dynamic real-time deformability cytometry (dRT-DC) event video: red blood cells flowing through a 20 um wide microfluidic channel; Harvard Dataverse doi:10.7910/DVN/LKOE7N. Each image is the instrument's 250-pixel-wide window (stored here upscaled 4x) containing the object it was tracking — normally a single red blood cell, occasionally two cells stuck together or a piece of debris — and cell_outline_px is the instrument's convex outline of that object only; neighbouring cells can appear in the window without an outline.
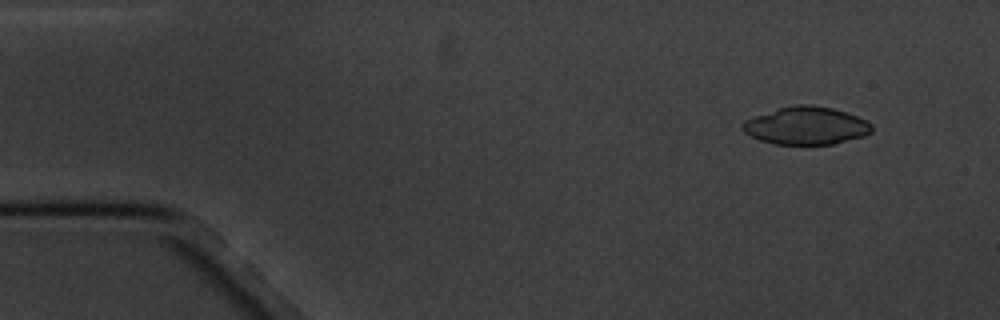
{"species": "common noctule bat (a hibernating species)", "species_latin": "Nyctalus noctula", "temperature_condition": "cold", "stored_images_in_passage": 4, "camera_frame_rate_fps": 3000, "um_per_image_px": 0.085, "animal": {"sex": "male", "body_mass_g": 20.1, "forearm_length_mm": 53.5}, "frame": {"image": 1, "passage_image": 2, "time_ms": 1.0, "image_size_px": [1000, 320], "cell_outline_px": [[872, 132], [864, 136], [832, 144], [776, 144], [760, 140], [744, 132], [740, 124], [744, 120], [792, 104], [812, 104], [832, 108], [856, 116], [872, 124]], "centroid_in_image_um": [68.52, 10.68], "position_along_channel_um": 16.5, "area_um2": 28.21}}